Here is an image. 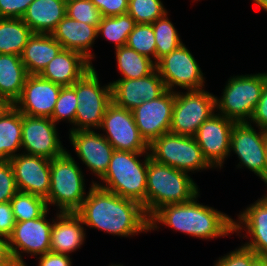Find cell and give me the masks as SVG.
Here are the masks:
<instances>
[{
  "label": "cell",
  "instance_id": "6da1fadb",
  "mask_svg": "<svg viewBox=\"0 0 267 266\" xmlns=\"http://www.w3.org/2000/svg\"><path fill=\"white\" fill-rule=\"evenodd\" d=\"M91 182L87 197L75 212L84 226L124 238L150 232L149 217L141 204Z\"/></svg>",
  "mask_w": 267,
  "mask_h": 266
},
{
  "label": "cell",
  "instance_id": "603a6c76",
  "mask_svg": "<svg viewBox=\"0 0 267 266\" xmlns=\"http://www.w3.org/2000/svg\"><path fill=\"white\" fill-rule=\"evenodd\" d=\"M97 27L69 18L67 15L58 23L51 33L63 49L81 53L91 63L96 57L92 52L95 40L98 38ZM91 50V51H90Z\"/></svg>",
  "mask_w": 267,
  "mask_h": 266
},
{
  "label": "cell",
  "instance_id": "f1b7e54d",
  "mask_svg": "<svg viewBox=\"0 0 267 266\" xmlns=\"http://www.w3.org/2000/svg\"><path fill=\"white\" fill-rule=\"evenodd\" d=\"M32 34L22 18H0V54L21 56Z\"/></svg>",
  "mask_w": 267,
  "mask_h": 266
},
{
  "label": "cell",
  "instance_id": "ab89813d",
  "mask_svg": "<svg viewBox=\"0 0 267 266\" xmlns=\"http://www.w3.org/2000/svg\"><path fill=\"white\" fill-rule=\"evenodd\" d=\"M34 0H0V18H22Z\"/></svg>",
  "mask_w": 267,
  "mask_h": 266
},
{
  "label": "cell",
  "instance_id": "484cf974",
  "mask_svg": "<svg viewBox=\"0 0 267 266\" xmlns=\"http://www.w3.org/2000/svg\"><path fill=\"white\" fill-rule=\"evenodd\" d=\"M62 49L51 34L33 33L21 55L28 75H39Z\"/></svg>",
  "mask_w": 267,
  "mask_h": 266
},
{
  "label": "cell",
  "instance_id": "d6986e66",
  "mask_svg": "<svg viewBox=\"0 0 267 266\" xmlns=\"http://www.w3.org/2000/svg\"><path fill=\"white\" fill-rule=\"evenodd\" d=\"M62 86L40 75H28L13 104L23 115L51 118Z\"/></svg>",
  "mask_w": 267,
  "mask_h": 266
},
{
  "label": "cell",
  "instance_id": "1f68e13d",
  "mask_svg": "<svg viewBox=\"0 0 267 266\" xmlns=\"http://www.w3.org/2000/svg\"><path fill=\"white\" fill-rule=\"evenodd\" d=\"M168 16L167 12L151 23L156 43L155 63L183 44L180 34Z\"/></svg>",
  "mask_w": 267,
  "mask_h": 266
},
{
  "label": "cell",
  "instance_id": "44dd1931",
  "mask_svg": "<svg viewBox=\"0 0 267 266\" xmlns=\"http://www.w3.org/2000/svg\"><path fill=\"white\" fill-rule=\"evenodd\" d=\"M246 232V234L244 233ZM243 232V234H241ZM234 233L238 237L249 239L243 246L258 256H267V195L264 194L248 205L234 218ZM244 236H241V235Z\"/></svg>",
  "mask_w": 267,
  "mask_h": 266
},
{
  "label": "cell",
  "instance_id": "7c38bea8",
  "mask_svg": "<svg viewBox=\"0 0 267 266\" xmlns=\"http://www.w3.org/2000/svg\"><path fill=\"white\" fill-rule=\"evenodd\" d=\"M49 209L39 218L16 222L8 242L18 266H27L24 253L37 257L50 252L52 219H47ZM52 220V221H50Z\"/></svg>",
  "mask_w": 267,
  "mask_h": 266
},
{
  "label": "cell",
  "instance_id": "5b68a950",
  "mask_svg": "<svg viewBox=\"0 0 267 266\" xmlns=\"http://www.w3.org/2000/svg\"><path fill=\"white\" fill-rule=\"evenodd\" d=\"M86 197L84 173L69 150L53 158L50 168V191L46 199L48 209L51 205L56 206L58 212H76Z\"/></svg>",
  "mask_w": 267,
  "mask_h": 266
},
{
  "label": "cell",
  "instance_id": "bcb514c9",
  "mask_svg": "<svg viewBox=\"0 0 267 266\" xmlns=\"http://www.w3.org/2000/svg\"><path fill=\"white\" fill-rule=\"evenodd\" d=\"M251 266H267V256H257Z\"/></svg>",
  "mask_w": 267,
  "mask_h": 266
},
{
  "label": "cell",
  "instance_id": "83f0119b",
  "mask_svg": "<svg viewBox=\"0 0 267 266\" xmlns=\"http://www.w3.org/2000/svg\"><path fill=\"white\" fill-rule=\"evenodd\" d=\"M21 142L22 113L14 105H7L0 113V161L20 154Z\"/></svg>",
  "mask_w": 267,
  "mask_h": 266
},
{
  "label": "cell",
  "instance_id": "2e32d148",
  "mask_svg": "<svg viewBox=\"0 0 267 266\" xmlns=\"http://www.w3.org/2000/svg\"><path fill=\"white\" fill-rule=\"evenodd\" d=\"M174 101L175 92L166 90L157 99L143 102L132 110L139 133L148 145L170 132Z\"/></svg>",
  "mask_w": 267,
  "mask_h": 266
},
{
  "label": "cell",
  "instance_id": "e575fe53",
  "mask_svg": "<svg viewBox=\"0 0 267 266\" xmlns=\"http://www.w3.org/2000/svg\"><path fill=\"white\" fill-rule=\"evenodd\" d=\"M126 46L155 62L156 43L152 24H136L128 35Z\"/></svg>",
  "mask_w": 267,
  "mask_h": 266
},
{
  "label": "cell",
  "instance_id": "5bb4252c",
  "mask_svg": "<svg viewBox=\"0 0 267 266\" xmlns=\"http://www.w3.org/2000/svg\"><path fill=\"white\" fill-rule=\"evenodd\" d=\"M58 131L50 118L22 114V152L49 160L63 155L67 149Z\"/></svg>",
  "mask_w": 267,
  "mask_h": 266
},
{
  "label": "cell",
  "instance_id": "4316f807",
  "mask_svg": "<svg viewBox=\"0 0 267 266\" xmlns=\"http://www.w3.org/2000/svg\"><path fill=\"white\" fill-rule=\"evenodd\" d=\"M27 76L21 56L0 54V98L7 105L19 99Z\"/></svg>",
  "mask_w": 267,
  "mask_h": 266
},
{
  "label": "cell",
  "instance_id": "cb8c5ba5",
  "mask_svg": "<svg viewBox=\"0 0 267 266\" xmlns=\"http://www.w3.org/2000/svg\"><path fill=\"white\" fill-rule=\"evenodd\" d=\"M93 66L81 53L62 49L39 75L61 86H71Z\"/></svg>",
  "mask_w": 267,
  "mask_h": 266
},
{
  "label": "cell",
  "instance_id": "3957f363",
  "mask_svg": "<svg viewBox=\"0 0 267 266\" xmlns=\"http://www.w3.org/2000/svg\"><path fill=\"white\" fill-rule=\"evenodd\" d=\"M150 157L149 152L114 150L107 171L99 179L102 183L94 180L93 182L104 190L138 202L146 212L147 169Z\"/></svg>",
  "mask_w": 267,
  "mask_h": 266
},
{
  "label": "cell",
  "instance_id": "4fadbf2b",
  "mask_svg": "<svg viewBox=\"0 0 267 266\" xmlns=\"http://www.w3.org/2000/svg\"><path fill=\"white\" fill-rule=\"evenodd\" d=\"M114 150L149 152V145L141 137L132 111L114 104L107 107L99 130Z\"/></svg>",
  "mask_w": 267,
  "mask_h": 266
},
{
  "label": "cell",
  "instance_id": "60d3db41",
  "mask_svg": "<svg viewBox=\"0 0 267 266\" xmlns=\"http://www.w3.org/2000/svg\"><path fill=\"white\" fill-rule=\"evenodd\" d=\"M102 17L126 14L129 0H91Z\"/></svg>",
  "mask_w": 267,
  "mask_h": 266
},
{
  "label": "cell",
  "instance_id": "30bf717a",
  "mask_svg": "<svg viewBox=\"0 0 267 266\" xmlns=\"http://www.w3.org/2000/svg\"><path fill=\"white\" fill-rule=\"evenodd\" d=\"M156 69L167 90L177 92V87L186 91L205 88L204 73L184 43L161 58L156 63Z\"/></svg>",
  "mask_w": 267,
  "mask_h": 266
},
{
  "label": "cell",
  "instance_id": "9c48e42d",
  "mask_svg": "<svg viewBox=\"0 0 267 266\" xmlns=\"http://www.w3.org/2000/svg\"><path fill=\"white\" fill-rule=\"evenodd\" d=\"M215 98L205 89L175 92L170 133L194 136L200 125L216 112Z\"/></svg>",
  "mask_w": 267,
  "mask_h": 266
},
{
  "label": "cell",
  "instance_id": "8992f818",
  "mask_svg": "<svg viewBox=\"0 0 267 266\" xmlns=\"http://www.w3.org/2000/svg\"><path fill=\"white\" fill-rule=\"evenodd\" d=\"M267 83V72L233 75L215 98L216 112L234 122H249Z\"/></svg>",
  "mask_w": 267,
  "mask_h": 266
},
{
  "label": "cell",
  "instance_id": "ba28073f",
  "mask_svg": "<svg viewBox=\"0 0 267 266\" xmlns=\"http://www.w3.org/2000/svg\"><path fill=\"white\" fill-rule=\"evenodd\" d=\"M149 153L155 161L187 173L214 169L193 136L163 134L149 145Z\"/></svg>",
  "mask_w": 267,
  "mask_h": 266
},
{
  "label": "cell",
  "instance_id": "f546056e",
  "mask_svg": "<svg viewBox=\"0 0 267 266\" xmlns=\"http://www.w3.org/2000/svg\"><path fill=\"white\" fill-rule=\"evenodd\" d=\"M117 69L122 75L118 79H136L151 74L156 69V63L129 47L121 46L115 49Z\"/></svg>",
  "mask_w": 267,
  "mask_h": 266
},
{
  "label": "cell",
  "instance_id": "277c9868",
  "mask_svg": "<svg viewBox=\"0 0 267 266\" xmlns=\"http://www.w3.org/2000/svg\"><path fill=\"white\" fill-rule=\"evenodd\" d=\"M199 191L189 173L149 158L146 187V214L149 218L164 205L191 201Z\"/></svg>",
  "mask_w": 267,
  "mask_h": 266
},
{
  "label": "cell",
  "instance_id": "8d00e7d4",
  "mask_svg": "<svg viewBox=\"0 0 267 266\" xmlns=\"http://www.w3.org/2000/svg\"><path fill=\"white\" fill-rule=\"evenodd\" d=\"M66 15L88 25L98 26L102 18L91 0H66Z\"/></svg>",
  "mask_w": 267,
  "mask_h": 266
},
{
  "label": "cell",
  "instance_id": "836d02e7",
  "mask_svg": "<svg viewBox=\"0 0 267 266\" xmlns=\"http://www.w3.org/2000/svg\"><path fill=\"white\" fill-rule=\"evenodd\" d=\"M167 12L162 0H129L128 2L127 13L136 24H151Z\"/></svg>",
  "mask_w": 267,
  "mask_h": 266
},
{
  "label": "cell",
  "instance_id": "d590c367",
  "mask_svg": "<svg viewBox=\"0 0 267 266\" xmlns=\"http://www.w3.org/2000/svg\"><path fill=\"white\" fill-rule=\"evenodd\" d=\"M77 107L78 101L75 88L72 85L62 86L50 119L56 125L59 122L66 121V123L73 126Z\"/></svg>",
  "mask_w": 267,
  "mask_h": 266
},
{
  "label": "cell",
  "instance_id": "ee69618b",
  "mask_svg": "<svg viewBox=\"0 0 267 266\" xmlns=\"http://www.w3.org/2000/svg\"><path fill=\"white\" fill-rule=\"evenodd\" d=\"M71 255L47 252L44 255L37 256L38 266H72Z\"/></svg>",
  "mask_w": 267,
  "mask_h": 266
},
{
  "label": "cell",
  "instance_id": "4dcf8cb0",
  "mask_svg": "<svg viewBox=\"0 0 267 266\" xmlns=\"http://www.w3.org/2000/svg\"><path fill=\"white\" fill-rule=\"evenodd\" d=\"M135 20L128 14L102 17L97 27V35L114 43V48L125 46L128 35L134 30Z\"/></svg>",
  "mask_w": 267,
  "mask_h": 266
},
{
  "label": "cell",
  "instance_id": "b9f144b4",
  "mask_svg": "<svg viewBox=\"0 0 267 266\" xmlns=\"http://www.w3.org/2000/svg\"><path fill=\"white\" fill-rule=\"evenodd\" d=\"M16 224L10 201L0 202V236L9 238Z\"/></svg>",
  "mask_w": 267,
  "mask_h": 266
},
{
  "label": "cell",
  "instance_id": "7a4b0ae2",
  "mask_svg": "<svg viewBox=\"0 0 267 266\" xmlns=\"http://www.w3.org/2000/svg\"><path fill=\"white\" fill-rule=\"evenodd\" d=\"M198 197L200 194L186 203L162 206L149 218L150 232L158 230L162 224L200 240L234 234V219L214 207L200 204Z\"/></svg>",
  "mask_w": 267,
  "mask_h": 266
},
{
  "label": "cell",
  "instance_id": "9a60e30c",
  "mask_svg": "<svg viewBox=\"0 0 267 266\" xmlns=\"http://www.w3.org/2000/svg\"><path fill=\"white\" fill-rule=\"evenodd\" d=\"M234 124L233 120L215 112L200 125L193 136L213 168L222 169L226 158L230 157V138Z\"/></svg>",
  "mask_w": 267,
  "mask_h": 266
},
{
  "label": "cell",
  "instance_id": "f907efd6",
  "mask_svg": "<svg viewBox=\"0 0 267 266\" xmlns=\"http://www.w3.org/2000/svg\"><path fill=\"white\" fill-rule=\"evenodd\" d=\"M109 266H124V265L121 264V263H120V264H117V263H116V264H112V263H111V265H109Z\"/></svg>",
  "mask_w": 267,
  "mask_h": 266
},
{
  "label": "cell",
  "instance_id": "681fc988",
  "mask_svg": "<svg viewBox=\"0 0 267 266\" xmlns=\"http://www.w3.org/2000/svg\"><path fill=\"white\" fill-rule=\"evenodd\" d=\"M7 106V104L0 98V113Z\"/></svg>",
  "mask_w": 267,
  "mask_h": 266
},
{
  "label": "cell",
  "instance_id": "7dc6e473",
  "mask_svg": "<svg viewBox=\"0 0 267 266\" xmlns=\"http://www.w3.org/2000/svg\"><path fill=\"white\" fill-rule=\"evenodd\" d=\"M252 2L267 12V0H252Z\"/></svg>",
  "mask_w": 267,
  "mask_h": 266
},
{
  "label": "cell",
  "instance_id": "74e56055",
  "mask_svg": "<svg viewBox=\"0 0 267 266\" xmlns=\"http://www.w3.org/2000/svg\"><path fill=\"white\" fill-rule=\"evenodd\" d=\"M257 256L254 251L241 244L235 250L224 254V256L214 261V266H251L252 261Z\"/></svg>",
  "mask_w": 267,
  "mask_h": 266
},
{
  "label": "cell",
  "instance_id": "52a82bcc",
  "mask_svg": "<svg viewBox=\"0 0 267 266\" xmlns=\"http://www.w3.org/2000/svg\"><path fill=\"white\" fill-rule=\"evenodd\" d=\"M95 69L93 66L72 84L78 107L74 125L69 131L99 130L107 107L112 103L111 84L102 86Z\"/></svg>",
  "mask_w": 267,
  "mask_h": 266
},
{
  "label": "cell",
  "instance_id": "8fae6325",
  "mask_svg": "<svg viewBox=\"0 0 267 266\" xmlns=\"http://www.w3.org/2000/svg\"><path fill=\"white\" fill-rule=\"evenodd\" d=\"M250 122H235L230 138V151L239 159L237 168H245L260 177L266 184L265 131L258 132Z\"/></svg>",
  "mask_w": 267,
  "mask_h": 266
},
{
  "label": "cell",
  "instance_id": "7bdbcfd3",
  "mask_svg": "<svg viewBox=\"0 0 267 266\" xmlns=\"http://www.w3.org/2000/svg\"><path fill=\"white\" fill-rule=\"evenodd\" d=\"M249 122L253 125L255 124L254 126L257 128L267 131V83L265 84L260 100Z\"/></svg>",
  "mask_w": 267,
  "mask_h": 266
},
{
  "label": "cell",
  "instance_id": "c3c4849f",
  "mask_svg": "<svg viewBox=\"0 0 267 266\" xmlns=\"http://www.w3.org/2000/svg\"><path fill=\"white\" fill-rule=\"evenodd\" d=\"M265 150H266V162H267V131H265ZM266 186H267V169H266Z\"/></svg>",
  "mask_w": 267,
  "mask_h": 266
},
{
  "label": "cell",
  "instance_id": "ac0fdd59",
  "mask_svg": "<svg viewBox=\"0 0 267 266\" xmlns=\"http://www.w3.org/2000/svg\"><path fill=\"white\" fill-rule=\"evenodd\" d=\"M110 84L112 102L130 111L143 102L157 99L167 90L157 69L142 78L117 79Z\"/></svg>",
  "mask_w": 267,
  "mask_h": 266
},
{
  "label": "cell",
  "instance_id": "e0dca14e",
  "mask_svg": "<svg viewBox=\"0 0 267 266\" xmlns=\"http://www.w3.org/2000/svg\"><path fill=\"white\" fill-rule=\"evenodd\" d=\"M9 162L14 171L18 191L46 200L50 191L51 160L21 152Z\"/></svg>",
  "mask_w": 267,
  "mask_h": 266
},
{
  "label": "cell",
  "instance_id": "ffe728a7",
  "mask_svg": "<svg viewBox=\"0 0 267 266\" xmlns=\"http://www.w3.org/2000/svg\"><path fill=\"white\" fill-rule=\"evenodd\" d=\"M68 135L78 159L100 179L109 167L114 152L112 145L97 130L69 131Z\"/></svg>",
  "mask_w": 267,
  "mask_h": 266
},
{
  "label": "cell",
  "instance_id": "f35d334b",
  "mask_svg": "<svg viewBox=\"0 0 267 266\" xmlns=\"http://www.w3.org/2000/svg\"><path fill=\"white\" fill-rule=\"evenodd\" d=\"M18 192L14 171L9 161H0V202L10 201Z\"/></svg>",
  "mask_w": 267,
  "mask_h": 266
},
{
  "label": "cell",
  "instance_id": "d6a6232c",
  "mask_svg": "<svg viewBox=\"0 0 267 266\" xmlns=\"http://www.w3.org/2000/svg\"><path fill=\"white\" fill-rule=\"evenodd\" d=\"M10 203L16 222L39 218L48 210L44 198L26 192L18 191Z\"/></svg>",
  "mask_w": 267,
  "mask_h": 266
},
{
  "label": "cell",
  "instance_id": "f6af8a7d",
  "mask_svg": "<svg viewBox=\"0 0 267 266\" xmlns=\"http://www.w3.org/2000/svg\"><path fill=\"white\" fill-rule=\"evenodd\" d=\"M0 266H18L7 238L0 236Z\"/></svg>",
  "mask_w": 267,
  "mask_h": 266
},
{
  "label": "cell",
  "instance_id": "d4e9b609",
  "mask_svg": "<svg viewBox=\"0 0 267 266\" xmlns=\"http://www.w3.org/2000/svg\"><path fill=\"white\" fill-rule=\"evenodd\" d=\"M66 16V0H34L22 17L33 33L51 34Z\"/></svg>",
  "mask_w": 267,
  "mask_h": 266
},
{
  "label": "cell",
  "instance_id": "7402d4cb",
  "mask_svg": "<svg viewBox=\"0 0 267 266\" xmlns=\"http://www.w3.org/2000/svg\"><path fill=\"white\" fill-rule=\"evenodd\" d=\"M51 227L50 252L69 255L81 249L86 240V228L75 212H56Z\"/></svg>",
  "mask_w": 267,
  "mask_h": 266
}]
</instances>
